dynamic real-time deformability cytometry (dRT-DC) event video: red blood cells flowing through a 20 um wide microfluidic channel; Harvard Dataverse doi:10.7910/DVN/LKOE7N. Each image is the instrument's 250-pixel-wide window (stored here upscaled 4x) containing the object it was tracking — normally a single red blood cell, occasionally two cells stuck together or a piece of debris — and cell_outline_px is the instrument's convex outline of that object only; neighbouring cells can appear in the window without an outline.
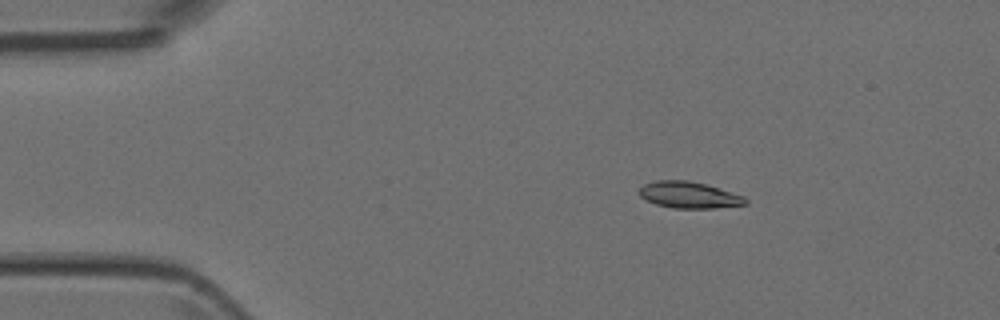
{"species": "Egyptian fruit bat (a non-hibernating species)", "species_latin": "Rousettus aegyptiacus", "temperature_condition": "room temperature", "stored_images_in_passage": 5, "camera_frame_rate_fps": 3000, "um_per_image_px": 0.085, "animal": {"sex": "female"}, "frame": {"image": 1, "passage_image": 2, "time_ms": 1.333, "image_size_px": [1000, 320], "cell_outline_px": [[748, 204], [716, 208], [672, 208], [656, 204], [640, 196], [640, 188], [644, 184], [656, 180], [688, 180], [704, 184], [744, 196], [748, 200]], "centroid_in_image_um": [58.58, 16.57], "position_along_channel_um": 26.4, "area_um2": 16.24}}
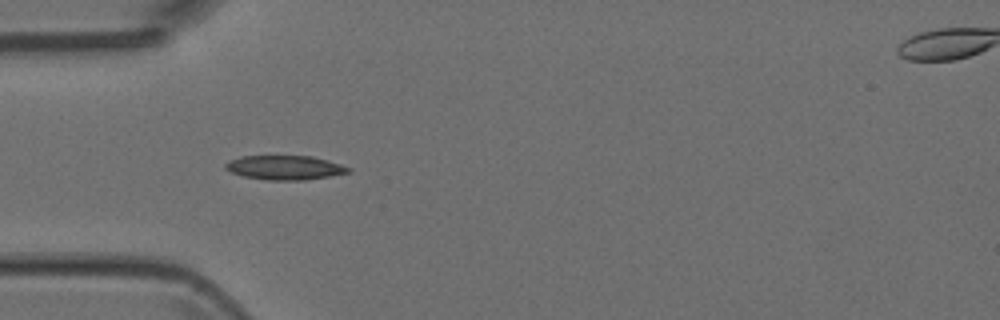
{"frame": {"image": 2, "passage_image": 4, "time_ms": 3.667, "image_size_px": [1000, 320], "cell_outline_px": [[352, 172], [304, 180], [268, 180], [244, 176], [232, 172], [224, 168], [224, 164], [228, 160], [240, 156], [312, 156], [328, 160], [352, 168]], "centroid_in_image_um": [24.21, 14.24], "position_along_channel_um": 60.8, "area_um2": 17.4}}
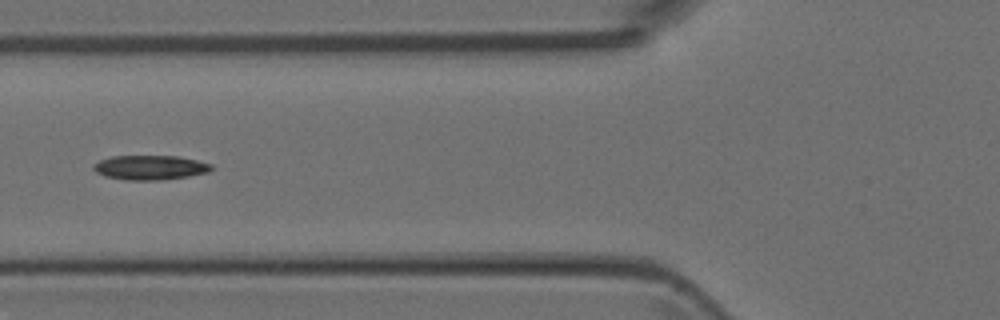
{"frame": {"image": 3, "passage_image": 5, "time_ms": 5.0, "image_size_px": [1000, 320], "cell_outline_px": [[212, 168], [208, 172], [188, 176], [160, 180], [124, 180], [104, 176], [96, 172], [92, 168], [92, 164], [100, 160], [112, 156], [176, 156], [196, 160], [212, 164]], "centroid_in_image_um": [12.71, 14.24], "position_along_channel_um": 113.1, "area_um2": 16.82}}